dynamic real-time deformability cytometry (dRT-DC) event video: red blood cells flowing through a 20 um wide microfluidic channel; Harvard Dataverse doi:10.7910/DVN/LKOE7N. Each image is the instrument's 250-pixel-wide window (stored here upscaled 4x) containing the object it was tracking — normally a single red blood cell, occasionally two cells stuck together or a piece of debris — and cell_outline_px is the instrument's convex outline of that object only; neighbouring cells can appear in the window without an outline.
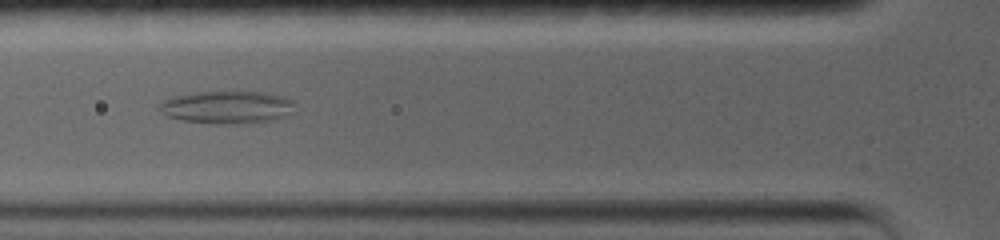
{"species": "common noctule bat (a hibernating species)", "species_latin": "Nyctalus noctula", "temperature_condition": "warm", "stored_images_in_passage": 41, "camera_frame_rate_fps": 5000, "um_per_image_px": 0.085, "animal": {"sex": "female", "body_mass_g": 19.0, "forearm_length_mm": 56.7}, "frame": {"image": 1, "passage_image": 12, "time_ms": 4.0, "image_size_px": [1000, 240], "cell_outline_px": [[296, 112], [272, 120], [240, 124], [216, 124], [180, 120], [168, 116], [160, 108], [160, 104], [164, 100], [172, 96], [196, 92], [264, 92], [280, 96], [292, 100]], "centroid_in_image_um": [19.33, 9.12], "position_along_channel_um": 106.5, "area_um2": 25.72}}
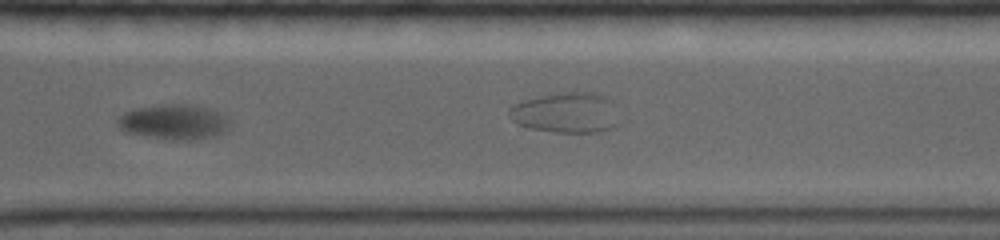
{"frame": {"image": 2, "passage_image": 30, "time_ms": 10.6, "image_size_px": [1000, 240], "cell_outline_px": [[228, 128], [224, 132], [216, 136], [188, 140], [168, 140], [124, 132], [120, 128], [116, 120], [124, 112], [136, 108], [160, 104], [196, 104], [212, 108], [228, 116]], "centroid_in_image_um": [14.8, 10.35], "position_along_channel_um": 355.8, "area_um2": 23.35}, "authors_computed_cell_mechanics": {"area_um2": 23.0622, "velocity_mm_per_s": 3.0902, "shape_relaxation_time_tau1_ms": 3.7966, "shape_relaxation_time_tau2_ms": null, "deformation_change_tau1": 0.0979, "deformation_change_tau2": null}}